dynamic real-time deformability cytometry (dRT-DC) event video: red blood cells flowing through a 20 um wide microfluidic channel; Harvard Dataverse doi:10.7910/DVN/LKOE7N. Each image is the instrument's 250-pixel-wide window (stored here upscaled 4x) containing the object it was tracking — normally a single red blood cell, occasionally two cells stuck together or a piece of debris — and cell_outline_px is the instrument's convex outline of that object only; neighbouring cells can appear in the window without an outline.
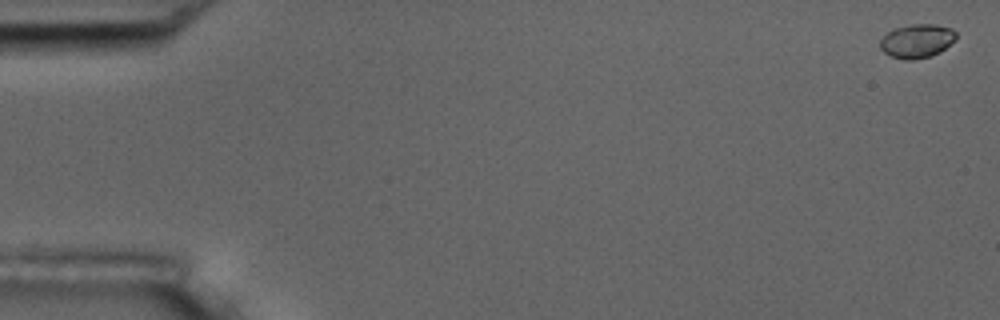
{"species": "common noctule bat (a hibernating species)", "species_latin": "Nyctalus noctula", "temperature_condition": "room temperature", "stored_images_in_passage": 56, "camera_frame_rate_fps": 3000, "um_per_image_px": 0.085, "animal": {"sex": "male", "body_mass_g": 17.5, "forearm_length_mm": 52.3}, "frame": {"image": 1, "passage_image": 1, "time_ms": 0.0, "image_size_px": [1000, 320], "cell_outline_px": [[956, 40], [940, 52], [928, 56], [912, 60], [904, 60], [892, 56], [884, 52], [880, 48], [880, 40], [888, 32], [896, 28], [908, 24], [936, 24], [952, 28], [956, 32]], "centroid_in_image_um": [77.96, 3.47], "position_along_channel_um": 7.0, "area_um2": 14.97}}
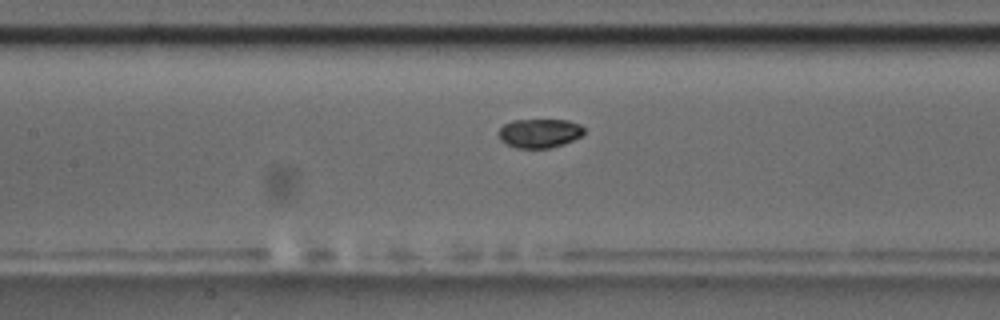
{"frame": {"image": 2, "passage_image": 26, "time_ms": 8.333, "image_size_px": [1000, 320], "cell_outline_px": [[584, 132], [580, 136], [564, 144], [548, 148], [516, 148], [500, 140], [500, 128], [504, 124], [512, 120], [568, 120], [580, 124], [584, 128]], "centroid_in_image_um": [45.87, 11.32], "position_along_channel_um": 161.5, "area_um2": 14.33}}
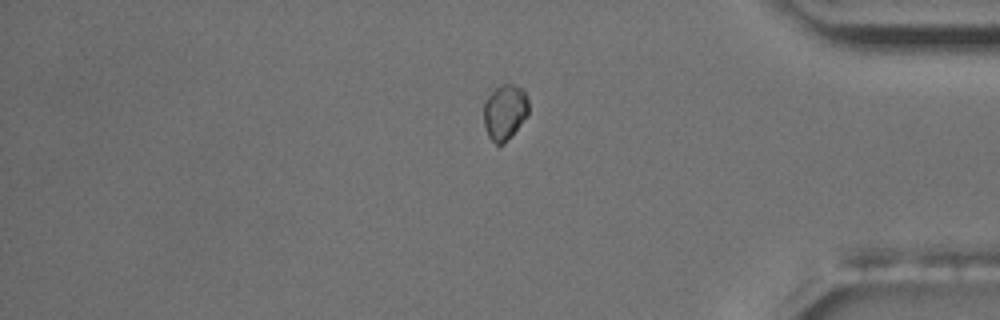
{"frame": {"image": 3, "passage_image": 47, "time_ms": 15.333, "image_size_px": [1000, 320], "cell_outline_px": [[528, 116], [504, 144], [496, 148], [488, 136], [484, 124], [484, 104], [488, 96], [500, 84], [512, 84], [524, 88], [528, 96]], "centroid_in_image_um": [42.92, 9.55], "position_along_channel_um": 392.3, "area_um2": 14.85}, "authors_computed_cell_mechanics": {"area_um2": 14.6234, "velocity_mm_per_s": 3.6354, "shape_relaxation_time_tau1_ms": 2.6154, "shape_relaxation_time_tau2_ms": 7.2554, "deformation_change_tau1": 0.1027, "deformation_change_tau2": 0.068}}